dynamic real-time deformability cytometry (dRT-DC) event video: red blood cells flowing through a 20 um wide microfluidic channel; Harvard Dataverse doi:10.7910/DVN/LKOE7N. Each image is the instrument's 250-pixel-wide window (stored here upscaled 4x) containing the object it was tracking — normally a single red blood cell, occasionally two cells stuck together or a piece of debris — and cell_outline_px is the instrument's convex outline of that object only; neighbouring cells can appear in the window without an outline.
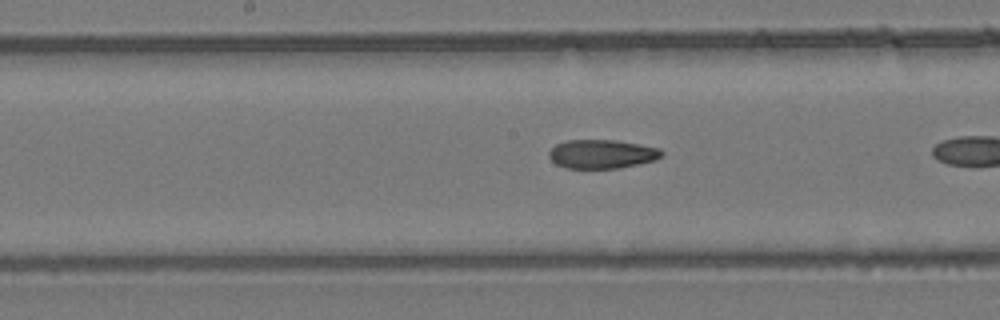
{"species": "common noctule bat (a hibernating species)", "species_latin": "Nyctalus noctula", "temperature_condition": "room temperature", "stored_images_in_passage": 13, "camera_frame_rate_fps": 3000, "um_per_image_px": 0.085, "animal": {"sex": "female", "body_mass_g": 24.6, "forearm_length_mm": 56.2}, "frame": {"image": 1, "passage_image": 11, "time_ms": 3.333, "image_size_px": [1000, 320], "cell_outline_px": [[664, 152], [660, 156], [652, 160], [636, 164], [616, 168], [564, 168], [556, 164], [548, 156], [548, 152], [556, 144], [568, 140], [616, 140], [660, 148]], "centroid_in_image_um": [51.11, 13.08], "position_along_channel_um": 197.1, "area_um2": 18.73}}